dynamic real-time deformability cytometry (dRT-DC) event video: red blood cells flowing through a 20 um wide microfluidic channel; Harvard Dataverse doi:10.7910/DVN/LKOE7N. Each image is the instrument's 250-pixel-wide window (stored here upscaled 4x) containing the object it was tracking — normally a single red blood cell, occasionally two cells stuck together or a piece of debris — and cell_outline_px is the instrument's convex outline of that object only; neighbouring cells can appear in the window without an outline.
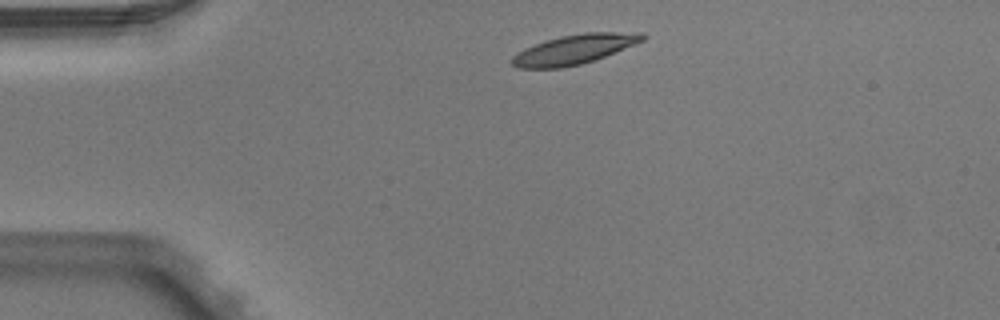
{"species": "Egyptian fruit bat (a non-hibernating species)", "species_latin": "Rousettus aegyptiacus", "temperature_condition": "warm", "stored_images_in_passage": 2, "camera_frame_rate_fps": 3000, "um_per_image_px": 0.085, "animal": {"sex": "male"}, "frame": {"image": 1, "passage_image": 1, "time_ms": 0.0, "image_size_px": [1000, 320], "cell_outline_px": [[648, 36], [644, 40], [604, 56], [580, 64], [560, 68], [516, 68], [512, 64], [512, 56], [516, 52], [536, 44], [560, 36], [588, 32], [644, 32]], "centroid_in_image_um": [48.82, 4.19], "position_along_channel_um": 36.2, "area_um2": 22.2}}